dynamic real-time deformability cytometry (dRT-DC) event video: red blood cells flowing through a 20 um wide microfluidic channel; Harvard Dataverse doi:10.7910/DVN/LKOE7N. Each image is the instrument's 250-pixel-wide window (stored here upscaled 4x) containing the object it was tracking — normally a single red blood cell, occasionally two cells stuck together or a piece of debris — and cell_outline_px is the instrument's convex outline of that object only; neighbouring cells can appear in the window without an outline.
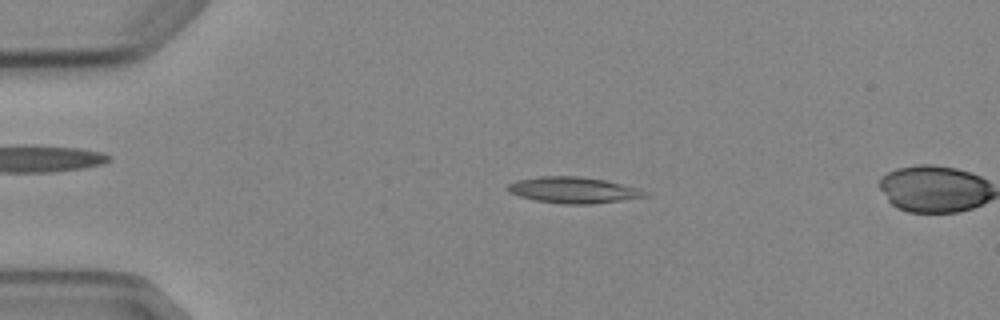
{"species": "Egyptian fruit bat (a non-hibernating species)", "species_latin": "Rousettus aegyptiacus", "temperature_condition": "cold", "stored_images_in_passage": 4, "segment_of_instrument_passage": [1, 2], "camera_frame_rate_fps": 3000, "um_per_image_px": 0.085, "animal": {"sex": "female"}, "frame": {"image": 1, "passage_image": 2, "time_ms": 2.0, "image_size_px": [1000, 320], "cell_outline_px": [[648, 196], [592, 204], [564, 204], [536, 200], [520, 196], [508, 192], [504, 188], [508, 184], [516, 180], [540, 176], [580, 176], [604, 180], [636, 188], [648, 192]], "centroid_in_image_um": [48.67, 16.15], "position_along_channel_um": 36.3, "area_um2": 20.75}}